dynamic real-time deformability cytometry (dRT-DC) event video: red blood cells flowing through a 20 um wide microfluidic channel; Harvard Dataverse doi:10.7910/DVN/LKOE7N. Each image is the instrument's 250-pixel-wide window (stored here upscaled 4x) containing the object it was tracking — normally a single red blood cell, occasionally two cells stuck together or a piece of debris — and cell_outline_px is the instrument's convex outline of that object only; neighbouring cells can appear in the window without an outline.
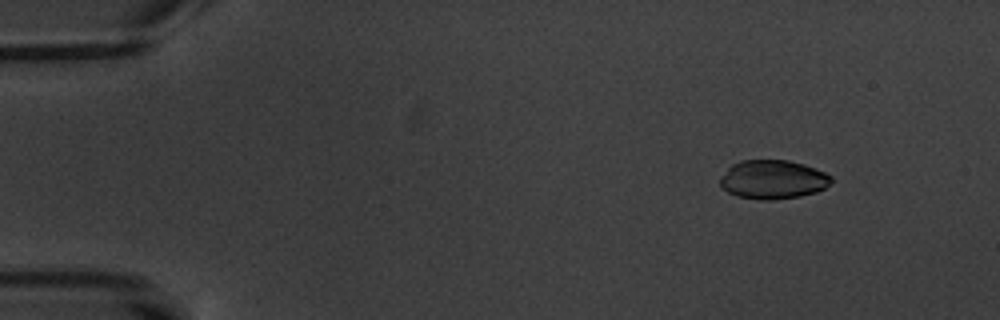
{"species": "common noctule bat (a hibernating species)", "species_latin": "Nyctalus noctula", "temperature_condition": "warm", "stored_images_in_passage": 6, "camera_frame_rate_fps": 3000, "um_per_image_px": 0.085, "animal": {"sex": "male", "body_mass_g": 20.1, "forearm_length_mm": 53.5}, "frame": {"image": 1, "passage_image": 2, "time_ms": 1.333, "image_size_px": [1000, 320], "cell_outline_px": [[832, 180], [824, 188], [816, 192], [800, 196], [772, 200], [760, 200], [736, 196], [728, 192], [720, 184], [720, 176], [732, 164], [740, 160], [788, 160], [804, 164], [816, 168], [832, 176]], "centroid_in_image_um": [65.68, 15.25], "position_along_channel_um": 19.3, "area_um2": 25.26}}
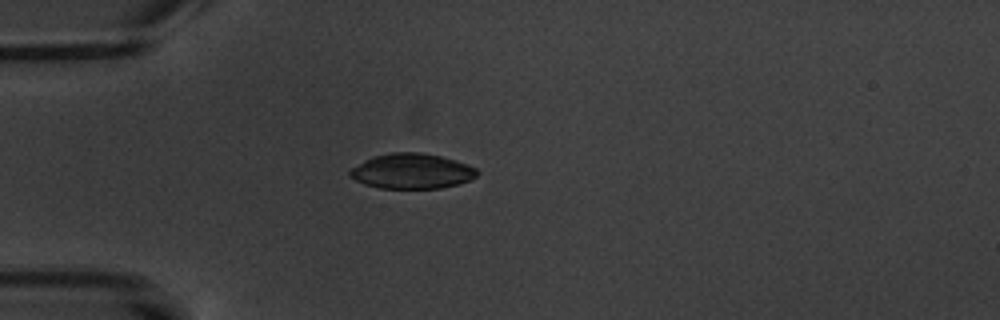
{"frame": {"image": 2, "passage_image": 4, "time_ms": 4.667, "image_size_px": [1000, 320], "cell_outline_px": [[480, 172], [476, 176], [468, 180], [456, 184], [440, 188], [380, 188], [364, 184], [348, 176], [348, 172], [352, 168], [364, 160], [372, 156], [392, 152], [420, 152], [440, 156], [456, 160], [476, 168]], "centroid_in_image_um": [34.98, 14.54], "position_along_channel_um": 50.0, "area_um2": 26.01}}